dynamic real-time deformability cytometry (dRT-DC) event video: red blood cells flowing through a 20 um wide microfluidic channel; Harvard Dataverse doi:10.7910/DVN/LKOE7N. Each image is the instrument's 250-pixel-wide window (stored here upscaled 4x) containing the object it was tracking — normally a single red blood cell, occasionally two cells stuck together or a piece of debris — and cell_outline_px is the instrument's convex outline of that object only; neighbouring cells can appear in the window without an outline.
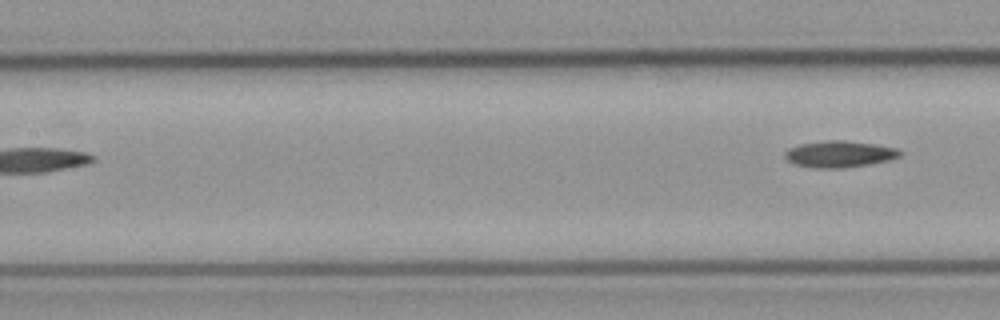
{"species": "common noctule bat (a hibernating species)", "species_latin": "Nyctalus noctula", "temperature_condition": "cold", "stored_images_in_passage": 7, "segment_of_instrument_passage": [2, 2], "camera_frame_rate_fps": 3000, "um_per_image_px": 0.085, "animal": {"sex": "male", "body_mass_g": 23.1, "forearm_length_mm": 52.7}, "frame": {"image": 1, "passage_image": 7, "time_ms": 8.333, "image_size_px": [1000, 320], "cell_outline_px": [[904, 152], [900, 156], [888, 160], [868, 164], [844, 168], [816, 168], [796, 164], [788, 160], [784, 156], [784, 152], [788, 148], [800, 144], [824, 140], [844, 140], [900, 148]], "centroid_in_image_um": [71.37, 13.09], "position_along_channel_um": 136.0, "area_um2": 17.8}}